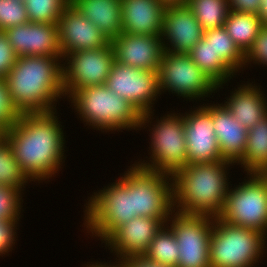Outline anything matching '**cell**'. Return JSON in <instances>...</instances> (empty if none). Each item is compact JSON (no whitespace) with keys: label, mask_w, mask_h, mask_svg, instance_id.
Returning a JSON list of instances; mask_svg holds the SVG:
<instances>
[{"label":"cell","mask_w":267,"mask_h":267,"mask_svg":"<svg viewBox=\"0 0 267 267\" xmlns=\"http://www.w3.org/2000/svg\"><path fill=\"white\" fill-rule=\"evenodd\" d=\"M57 114V110L20 114L17 121L2 134L20 169L36 184H47L65 166L66 132Z\"/></svg>","instance_id":"1"},{"label":"cell","mask_w":267,"mask_h":267,"mask_svg":"<svg viewBox=\"0 0 267 267\" xmlns=\"http://www.w3.org/2000/svg\"><path fill=\"white\" fill-rule=\"evenodd\" d=\"M62 60L47 56L16 58L4 79L11 102L20 114L54 112L59 100L66 99Z\"/></svg>","instance_id":"2"},{"label":"cell","mask_w":267,"mask_h":267,"mask_svg":"<svg viewBox=\"0 0 267 267\" xmlns=\"http://www.w3.org/2000/svg\"><path fill=\"white\" fill-rule=\"evenodd\" d=\"M234 165L224 160L188 164L176 171L172 175L174 212L218 217L224 209L232 182L229 171Z\"/></svg>","instance_id":"3"},{"label":"cell","mask_w":267,"mask_h":267,"mask_svg":"<svg viewBox=\"0 0 267 267\" xmlns=\"http://www.w3.org/2000/svg\"><path fill=\"white\" fill-rule=\"evenodd\" d=\"M66 98L71 102L69 104L75 115L88 129L90 127L105 134L139 130L142 114L105 84L70 91Z\"/></svg>","instance_id":"4"},{"label":"cell","mask_w":267,"mask_h":267,"mask_svg":"<svg viewBox=\"0 0 267 267\" xmlns=\"http://www.w3.org/2000/svg\"><path fill=\"white\" fill-rule=\"evenodd\" d=\"M115 182L88 196L83 208L87 235L101 244L121 225L136 217L133 203V164ZM122 175V176H121Z\"/></svg>","instance_id":"5"},{"label":"cell","mask_w":267,"mask_h":267,"mask_svg":"<svg viewBox=\"0 0 267 267\" xmlns=\"http://www.w3.org/2000/svg\"><path fill=\"white\" fill-rule=\"evenodd\" d=\"M169 112L161 115L160 119L159 116H154V111L141 115L139 131L148 128L147 132H150V156H146L147 160L138 158L139 161L135 160L134 164L151 171L173 175L187 165V146L182 112Z\"/></svg>","instance_id":"6"},{"label":"cell","mask_w":267,"mask_h":267,"mask_svg":"<svg viewBox=\"0 0 267 267\" xmlns=\"http://www.w3.org/2000/svg\"><path fill=\"white\" fill-rule=\"evenodd\" d=\"M266 243L267 236L259 230L231 225L214 217L210 267H257L261 258L267 257Z\"/></svg>","instance_id":"7"},{"label":"cell","mask_w":267,"mask_h":267,"mask_svg":"<svg viewBox=\"0 0 267 267\" xmlns=\"http://www.w3.org/2000/svg\"><path fill=\"white\" fill-rule=\"evenodd\" d=\"M160 94L166 92L189 102L214 97L217 86L192 61L189 54L163 51L158 69ZM214 93V94H213ZM206 97V98H205Z\"/></svg>","instance_id":"8"},{"label":"cell","mask_w":267,"mask_h":267,"mask_svg":"<svg viewBox=\"0 0 267 267\" xmlns=\"http://www.w3.org/2000/svg\"><path fill=\"white\" fill-rule=\"evenodd\" d=\"M243 182L229 186L223 222L259 230L267 236V187L256 173H247ZM247 178V179H246Z\"/></svg>","instance_id":"9"},{"label":"cell","mask_w":267,"mask_h":267,"mask_svg":"<svg viewBox=\"0 0 267 267\" xmlns=\"http://www.w3.org/2000/svg\"><path fill=\"white\" fill-rule=\"evenodd\" d=\"M214 217L173 212L166 224L179 245L177 267H210V237Z\"/></svg>","instance_id":"10"},{"label":"cell","mask_w":267,"mask_h":267,"mask_svg":"<svg viewBox=\"0 0 267 267\" xmlns=\"http://www.w3.org/2000/svg\"><path fill=\"white\" fill-rule=\"evenodd\" d=\"M133 203L136 217L168 220L174 212L172 175L133 163Z\"/></svg>","instance_id":"11"},{"label":"cell","mask_w":267,"mask_h":267,"mask_svg":"<svg viewBox=\"0 0 267 267\" xmlns=\"http://www.w3.org/2000/svg\"><path fill=\"white\" fill-rule=\"evenodd\" d=\"M109 90L130 102L141 114L155 111L160 97L158 71L142 70L114 61L105 83Z\"/></svg>","instance_id":"12"},{"label":"cell","mask_w":267,"mask_h":267,"mask_svg":"<svg viewBox=\"0 0 267 267\" xmlns=\"http://www.w3.org/2000/svg\"><path fill=\"white\" fill-rule=\"evenodd\" d=\"M114 61L111 43L103 48L65 55L62 60L65 95L73 90L105 84Z\"/></svg>","instance_id":"13"},{"label":"cell","mask_w":267,"mask_h":267,"mask_svg":"<svg viewBox=\"0 0 267 267\" xmlns=\"http://www.w3.org/2000/svg\"><path fill=\"white\" fill-rule=\"evenodd\" d=\"M201 104L182 113L187 165L224 161L215 135L211 112L204 106L205 102Z\"/></svg>","instance_id":"14"},{"label":"cell","mask_w":267,"mask_h":267,"mask_svg":"<svg viewBox=\"0 0 267 267\" xmlns=\"http://www.w3.org/2000/svg\"><path fill=\"white\" fill-rule=\"evenodd\" d=\"M167 220L137 216L118 227L103 243L114 259L144 256Z\"/></svg>","instance_id":"15"},{"label":"cell","mask_w":267,"mask_h":267,"mask_svg":"<svg viewBox=\"0 0 267 267\" xmlns=\"http://www.w3.org/2000/svg\"><path fill=\"white\" fill-rule=\"evenodd\" d=\"M203 35V28L186 3L166 5L161 32L164 51L188 54Z\"/></svg>","instance_id":"16"},{"label":"cell","mask_w":267,"mask_h":267,"mask_svg":"<svg viewBox=\"0 0 267 267\" xmlns=\"http://www.w3.org/2000/svg\"><path fill=\"white\" fill-rule=\"evenodd\" d=\"M19 56L63 57L57 24L26 22L4 31Z\"/></svg>","instance_id":"17"},{"label":"cell","mask_w":267,"mask_h":267,"mask_svg":"<svg viewBox=\"0 0 267 267\" xmlns=\"http://www.w3.org/2000/svg\"><path fill=\"white\" fill-rule=\"evenodd\" d=\"M63 57L80 50L106 47L110 40L90 20L69 4L57 21Z\"/></svg>","instance_id":"18"},{"label":"cell","mask_w":267,"mask_h":267,"mask_svg":"<svg viewBox=\"0 0 267 267\" xmlns=\"http://www.w3.org/2000/svg\"><path fill=\"white\" fill-rule=\"evenodd\" d=\"M110 43L116 62L137 69L158 71L164 51L161 35L121 33Z\"/></svg>","instance_id":"19"},{"label":"cell","mask_w":267,"mask_h":267,"mask_svg":"<svg viewBox=\"0 0 267 267\" xmlns=\"http://www.w3.org/2000/svg\"><path fill=\"white\" fill-rule=\"evenodd\" d=\"M212 115L215 135L222 157L235 165L242 159L247 144L248 130L234 119L223 103L204 105Z\"/></svg>","instance_id":"20"},{"label":"cell","mask_w":267,"mask_h":267,"mask_svg":"<svg viewBox=\"0 0 267 267\" xmlns=\"http://www.w3.org/2000/svg\"><path fill=\"white\" fill-rule=\"evenodd\" d=\"M254 82V83H253ZM242 81L222 103L247 130L267 116V95L259 83ZM259 84V85H258Z\"/></svg>","instance_id":"21"},{"label":"cell","mask_w":267,"mask_h":267,"mask_svg":"<svg viewBox=\"0 0 267 267\" xmlns=\"http://www.w3.org/2000/svg\"><path fill=\"white\" fill-rule=\"evenodd\" d=\"M165 7L161 0H121L122 33L161 35Z\"/></svg>","instance_id":"22"},{"label":"cell","mask_w":267,"mask_h":267,"mask_svg":"<svg viewBox=\"0 0 267 267\" xmlns=\"http://www.w3.org/2000/svg\"><path fill=\"white\" fill-rule=\"evenodd\" d=\"M110 41L122 33L121 0H70Z\"/></svg>","instance_id":"23"},{"label":"cell","mask_w":267,"mask_h":267,"mask_svg":"<svg viewBox=\"0 0 267 267\" xmlns=\"http://www.w3.org/2000/svg\"><path fill=\"white\" fill-rule=\"evenodd\" d=\"M192 61L217 86V92L229 86L230 80L237 74L212 49L210 43L202 38L188 53ZM228 83V84H227Z\"/></svg>","instance_id":"24"},{"label":"cell","mask_w":267,"mask_h":267,"mask_svg":"<svg viewBox=\"0 0 267 267\" xmlns=\"http://www.w3.org/2000/svg\"><path fill=\"white\" fill-rule=\"evenodd\" d=\"M246 173H257L267 167V116L248 129L242 159L236 164Z\"/></svg>","instance_id":"25"},{"label":"cell","mask_w":267,"mask_h":267,"mask_svg":"<svg viewBox=\"0 0 267 267\" xmlns=\"http://www.w3.org/2000/svg\"><path fill=\"white\" fill-rule=\"evenodd\" d=\"M223 27L238 48L246 54L263 25L256 14L230 11Z\"/></svg>","instance_id":"26"},{"label":"cell","mask_w":267,"mask_h":267,"mask_svg":"<svg viewBox=\"0 0 267 267\" xmlns=\"http://www.w3.org/2000/svg\"><path fill=\"white\" fill-rule=\"evenodd\" d=\"M203 38L210 43L215 54L237 75L241 71L244 73L245 54L238 48L224 27L204 31Z\"/></svg>","instance_id":"27"},{"label":"cell","mask_w":267,"mask_h":267,"mask_svg":"<svg viewBox=\"0 0 267 267\" xmlns=\"http://www.w3.org/2000/svg\"><path fill=\"white\" fill-rule=\"evenodd\" d=\"M179 245L169 225L165 224L150 242L144 257L156 264L177 267Z\"/></svg>","instance_id":"28"},{"label":"cell","mask_w":267,"mask_h":267,"mask_svg":"<svg viewBox=\"0 0 267 267\" xmlns=\"http://www.w3.org/2000/svg\"><path fill=\"white\" fill-rule=\"evenodd\" d=\"M204 31L223 27L230 7L227 0H186Z\"/></svg>","instance_id":"29"},{"label":"cell","mask_w":267,"mask_h":267,"mask_svg":"<svg viewBox=\"0 0 267 267\" xmlns=\"http://www.w3.org/2000/svg\"><path fill=\"white\" fill-rule=\"evenodd\" d=\"M29 183L34 184L20 169L9 143L0 134V185L17 188L23 193Z\"/></svg>","instance_id":"30"},{"label":"cell","mask_w":267,"mask_h":267,"mask_svg":"<svg viewBox=\"0 0 267 267\" xmlns=\"http://www.w3.org/2000/svg\"><path fill=\"white\" fill-rule=\"evenodd\" d=\"M70 0H24L29 22L57 24Z\"/></svg>","instance_id":"31"},{"label":"cell","mask_w":267,"mask_h":267,"mask_svg":"<svg viewBox=\"0 0 267 267\" xmlns=\"http://www.w3.org/2000/svg\"><path fill=\"white\" fill-rule=\"evenodd\" d=\"M24 194L17 188L0 185V219L20 220L22 218L24 211L22 195Z\"/></svg>","instance_id":"32"},{"label":"cell","mask_w":267,"mask_h":267,"mask_svg":"<svg viewBox=\"0 0 267 267\" xmlns=\"http://www.w3.org/2000/svg\"><path fill=\"white\" fill-rule=\"evenodd\" d=\"M29 21L24 1L0 0V31Z\"/></svg>","instance_id":"33"},{"label":"cell","mask_w":267,"mask_h":267,"mask_svg":"<svg viewBox=\"0 0 267 267\" xmlns=\"http://www.w3.org/2000/svg\"><path fill=\"white\" fill-rule=\"evenodd\" d=\"M13 106L5 79L0 78V134L6 132L19 118Z\"/></svg>","instance_id":"34"},{"label":"cell","mask_w":267,"mask_h":267,"mask_svg":"<svg viewBox=\"0 0 267 267\" xmlns=\"http://www.w3.org/2000/svg\"><path fill=\"white\" fill-rule=\"evenodd\" d=\"M252 64L267 67V26L260 29L252 47L245 54L244 70L248 66L254 67Z\"/></svg>","instance_id":"35"},{"label":"cell","mask_w":267,"mask_h":267,"mask_svg":"<svg viewBox=\"0 0 267 267\" xmlns=\"http://www.w3.org/2000/svg\"><path fill=\"white\" fill-rule=\"evenodd\" d=\"M20 220H3L0 219V256H9L12 250H15L16 240L19 234ZM18 227V228H17ZM14 248V249H13Z\"/></svg>","instance_id":"36"},{"label":"cell","mask_w":267,"mask_h":267,"mask_svg":"<svg viewBox=\"0 0 267 267\" xmlns=\"http://www.w3.org/2000/svg\"><path fill=\"white\" fill-rule=\"evenodd\" d=\"M14 53L8 38L3 31H0V78L4 79L16 61Z\"/></svg>","instance_id":"37"},{"label":"cell","mask_w":267,"mask_h":267,"mask_svg":"<svg viewBox=\"0 0 267 267\" xmlns=\"http://www.w3.org/2000/svg\"><path fill=\"white\" fill-rule=\"evenodd\" d=\"M230 11L258 14L261 0H227Z\"/></svg>","instance_id":"38"},{"label":"cell","mask_w":267,"mask_h":267,"mask_svg":"<svg viewBox=\"0 0 267 267\" xmlns=\"http://www.w3.org/2000/svg\"><path fill=\"white\" fill-rule=\"evenodd\" d=\"M128 267H170L156 264L144 256L130 257L122 260Z\"/></svg>","instance_id":"39"},{"label":"cell","mask_w":267,"mask_h":267,"mask_svg":"<svg viewBox=\"0 0 267 267\" xmlns=\"http://www.w3.org/2000/svg\"><path fill=\"white\" fill-rule=\"evenodd\" d=\"M257 16L263 26H267V0H261Z\"/></svg>","instance_id":"40"},{"label":"cell","mask_w":267,"mask_h":267,"mask_svg":"<svg viewBox=\"0 0 267 267\" xmlns=\"http://www.w3.org/2000/svg\"><path fill=\"white\" fill-rule=\"evenodd\" d=\"M115 262L110 260L109 262H104V267H128L122 260H116L114 259ZM112 261V262H111Z\"/></svg>","instance_id":"41"},{"label":"cell","mask_w":267,"mask_h":267,"mask_svg":"<svg viewBox=\"0 0 267 267\" xmlns=\"http://www.w3.org/2000/svg\"><path fill=\"white\" fill-rule=\"evenodd\" d=\"M256 174L262 179V181L264 182V184L267 187V167L258 171Z\"/></svg>","instance_id":"42"},{"label":"cell","mask_w":267,"mask_h":267,"mask_svg":"<svg viewBox=\"0 0 267 267\" xmlns=\"http://www.w3.org/2000/svg\"><path fill=\"white\" fill-rule=\"evenodd\" d=\"M95 262V263H94ZM84 267H104V261L102 262V261H90V262H87V264L85 263L84 265H83Z\"/></svg>","instance_id":"43"},{"label":"cell","mask_w":267,"mask_h":267,"mask_svg":"<svg viewBox=\"0 0 267 267\" xmlns=\"http://www.w3.org/2000/svg\"><path fill=\"white\" fill-rule=\"evenodd\" d=\"M161 1H163L166 5L167 4L186 3V0H161Z\"/></svg>","instance_id":"44"}]
</instances>
